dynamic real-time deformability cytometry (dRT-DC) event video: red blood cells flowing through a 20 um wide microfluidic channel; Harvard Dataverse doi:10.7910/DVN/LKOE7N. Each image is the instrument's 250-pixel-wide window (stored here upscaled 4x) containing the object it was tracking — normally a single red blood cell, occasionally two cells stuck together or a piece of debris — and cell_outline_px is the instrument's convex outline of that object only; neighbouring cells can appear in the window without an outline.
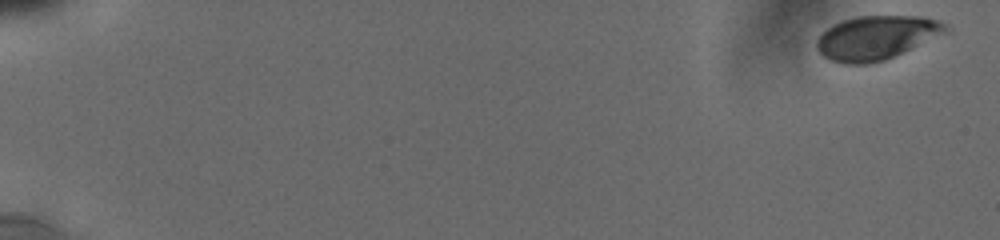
{"species": "human", "species_latin": "Homo sapiens", "temperature_condition": "cold", "stored_images_in_passage": 25, "camera_frame_rate_fps": 3000, "um_per_image_px": 0.085, "donor": {"sex": "male"}, "frame": {"image": 1, "passage_image": 1, "time_ms": 0.0, "image_size_px": [1000, 240], "cell_outline_px": [[952, 28], [944, 32], [884, 60], [868, 64], [844, 64], [832, 60], [824, 56], [816, 48], [816, 40], [832, 24], [856, 16], [924, 16], [940, 20], [948, 24]], "centroid_in_image_um": [74.47, 3.18], "position_along_channel_um": 10.5, "area_um2": 32.54}}
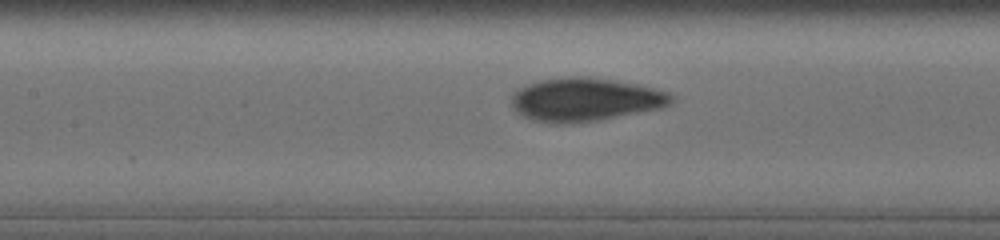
{"frame": {"image": 2, "passage_image": 22, "time_ms": 9.0, "image_size_px": [1000, 240], "cell_outline_px": [[672, 100], [668, 104], [660, 108], [596, 120], [572, 124], [552, 124], [532, 120], [524, 116], [512, 104], [512, 96], [520, 88], [528, 84], [540, 80], [576, 76], [588, 76], [640, 84], [668, 92], [672, 96]], "centroid_in_image_um": [49.75, 8.46], "position_along_channel_um": 157.7, "area_um2": 40.0}}
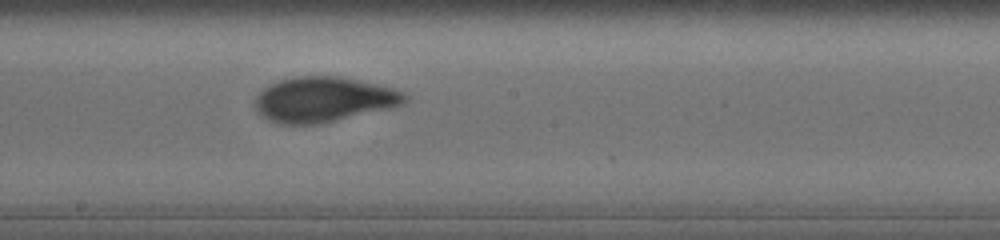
{"frame": {"image": 3, "passage_image": 25, "time_ms": 10.667, "image_size_px": [1000, 240], "cell_outline_px": [[408, 100], [400, 104], [388, 108], [320, 124], [284, 124], [268, 120], [256, 108], [256, 96], [264, 88], [280, 80], [296, 76], [340, 76], [392, 88], [404, 92], [408, 96]], "centroid_in_image_um": [27.51, 8.45], "position_along_channel_um": 220.7, "area_um2": 38.78}}